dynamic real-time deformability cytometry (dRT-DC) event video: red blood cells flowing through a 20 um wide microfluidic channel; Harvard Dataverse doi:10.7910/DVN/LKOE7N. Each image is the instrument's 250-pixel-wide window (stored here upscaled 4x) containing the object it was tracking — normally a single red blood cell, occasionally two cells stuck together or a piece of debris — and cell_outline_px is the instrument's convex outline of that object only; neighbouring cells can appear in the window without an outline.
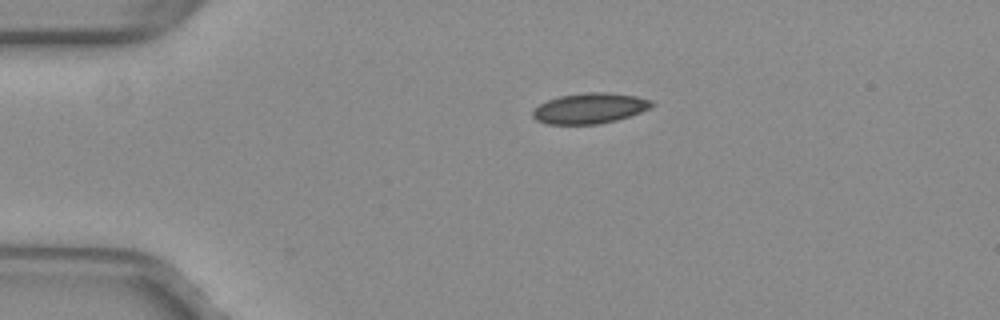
{"species": "common noctule bat (a hibernating species)", "species_latin": "Nyctalus noctula", "temperature_condition": "warm", "stored_images_in_passage": 42, "camera_frame_rate_fps": 3000, "um_per_image_px": 0.085, "animal": {"sex": "female", "body_mass_g": 29.2, "forearm_length_mm": 56.3}, "frame": {"image": 1, "passage_image": 1, "time_ms": 0.0, "image_size_px": [1000, 320], "cell_outline_px": [[656, 104], [640, 112], [616, 120], [600, 124], [548, 124], [536, 120], [532, 116], [532, 112], [540, 104], [548, 100], [560, 96], [588, 92], [612, 92], [636, 96], [652, 100]], "centroid_in_image_um": [50.15, 9.2], "position_along_channel_um": 34.9, "area_um2": 21.1}}
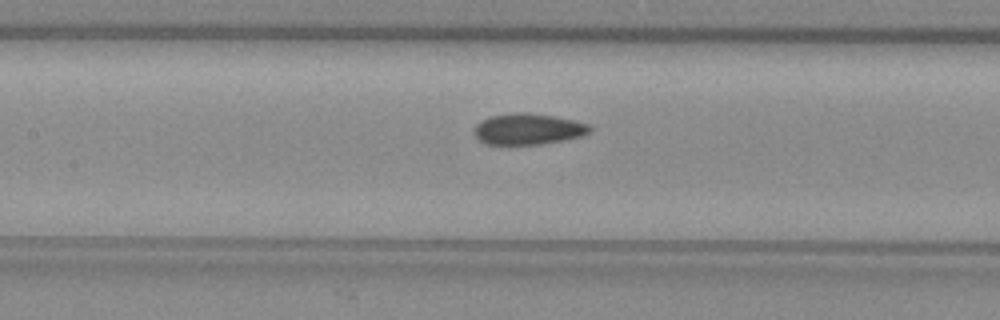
{"frame": {"image": 2, "passage_image": 14, "time_ms": 4.333, "image_size_px": [1000, 320], "cell_outline_px": [[592, 132], [584, 136], [544, 144], [484, 144], [476, 136], [476, 124], [480, 120], [492, 116], [516, 112], [524, 112], [556, 116], [588, 124], [592, 128]], "centroid_in_image_um": [44.94, 10.97], "position_along_channel_um": 162.5, "area_um2": 20.98}}
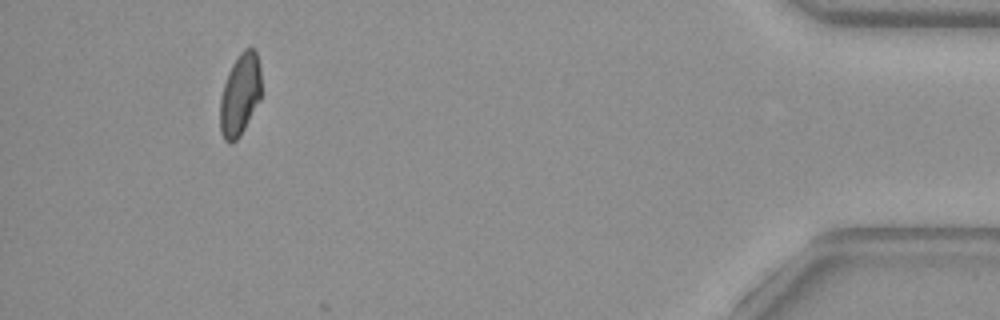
{"frame": {"image": 3, "passage_image": 38, "time_ms": 12.333, "image_size_px": [1000, 320], "cell_outline_px": [[260, 100], [240, 136], [232, 144], [228, 144], [224, 140], [220, 132], [220, 100], [224, 84], [228, 72], [232, 64], [240, 52], [244, 48], [256, 48], [260, 68]], "centroid_in_image_um": [20.39, 8.05], "position_along_channel_um": 414.8, "area_um2": 19.83}, "authors_computed_cell_mechanics": {"area_um2": 20.7791, "velocity_mm_per_s": 3.9937, "shape_relaxation_time_tau1_ms": null, "shape_relaxation_time_tau2_ms": 1.5355, "deformation_change_tau1": null, "deformation_change_tau2": 0.0597}}